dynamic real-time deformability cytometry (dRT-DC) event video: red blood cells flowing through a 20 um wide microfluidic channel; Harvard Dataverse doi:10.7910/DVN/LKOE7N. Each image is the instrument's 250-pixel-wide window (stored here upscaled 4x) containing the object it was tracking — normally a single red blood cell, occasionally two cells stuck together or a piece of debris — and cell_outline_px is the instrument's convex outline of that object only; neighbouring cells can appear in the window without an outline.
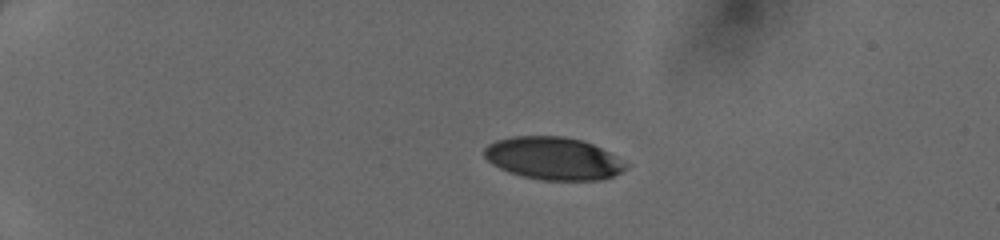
{"species": "human", "species_latin": "Homo sapiens", "temperature_condition": "cold", "stored_images_in_passage": 38, "camera_frame_rate_fps": 3000, "um_per_image_px": 0.085, "donor": {"sex": "female"}, "frame": {"image": 1, "passage_image": 1, "time_ms": 0.0, "image_size_px": [1000, 240], "cell_outline_px": [[628, 164], [620, 172], [612, 176], [600, 180], [544, 180], [524, 176], [508, 172], [492, 164], [484, 156], [484, 148], [488, 144], [496, 140], [516, 136], [564, 136], [584, 140], [608, 152]], "centroid_in_image_um": [47.0, 13.45], "position_along_channel_um": 38.0, "area_um2": 34.91}}
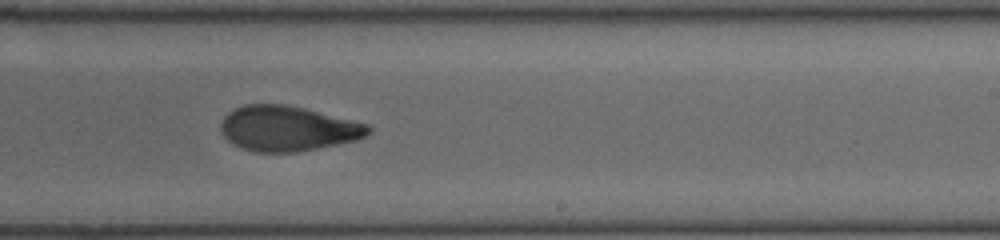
{"frame": {"image": 2, "passage_image": 22, "time_ms": 7.0, "image_size_px": [1000, 240], "cell_outline_px": [[372, 132], [356, 140], [296, 152], [256, 152], [240, 148], [232, 144], [224, 136], [220, 128], [220, 124], [224, 116], [228, 112], [244, 104], [284, 104], [304, 108], [368, 124], [372, 128]], "centroid_in_image_um": [24.43, 10.92], "position_along_channel_um": 264.6, "area_um2": 38.73}}
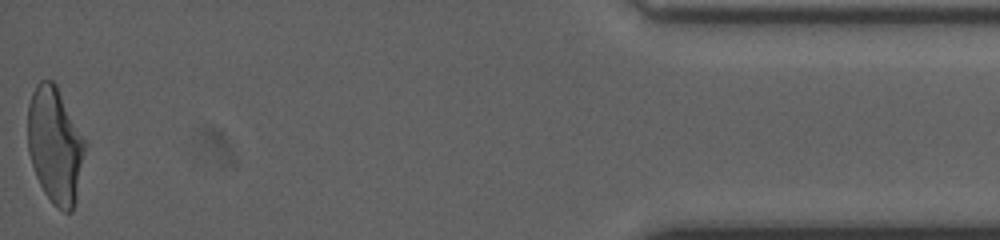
{"frame": {"image": 3, "passage_image": 38, "time_ms": 12.333, "image_size_px": [1000, 240], "cell_outline_px": [[88, 144], [76, 200], [72, 212], [64, 212], [52, 204], [44, 192], [36, 176], [28, 152], [28, 104], [32, 92], [36, 84], [40, 80], [52, 80], [56, 84]], "centroid_in_image_um": [4.7, 12.36], "position_along_channel_um": 430.5, "area_um2": 39.3}}